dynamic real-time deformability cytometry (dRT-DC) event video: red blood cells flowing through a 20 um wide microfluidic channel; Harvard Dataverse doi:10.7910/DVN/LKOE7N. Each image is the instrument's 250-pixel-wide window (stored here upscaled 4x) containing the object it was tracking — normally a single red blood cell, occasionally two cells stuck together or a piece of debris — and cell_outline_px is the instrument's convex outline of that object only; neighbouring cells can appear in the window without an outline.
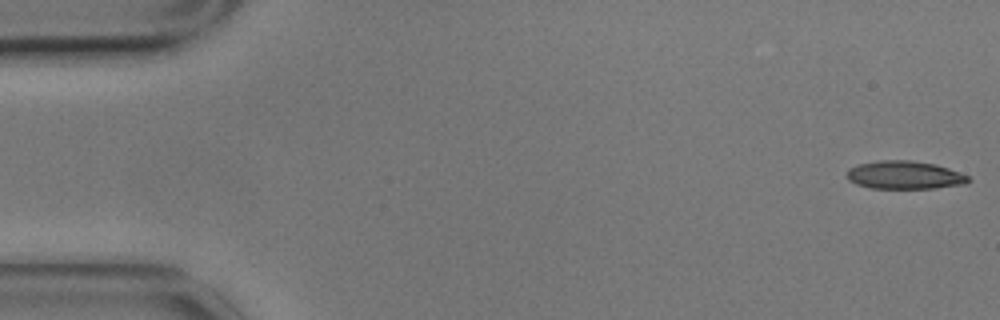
{"species": "common noctule bat (a hibernating species)", "species_latin": "Nyctalus noctula", "temperature_condition": "cold", "stored_images_in_passage": 51, "camera_frame_rate_fps": 3000, "um_per_image_px": 0.085, "animal": {"sex": "male", "body_mass_g": 17.9}, "frame": {"image": 1, "passage_image": 1, "time_ms": 0.0, "image_size_px": [1000, 320], "cell_outline_px": [[972, 180], [964, 184], [936, 188], [872, 188], [856, 184], [848, 180], [848, 168], [856, 164], [880, 160], [912, 160], [936, 164], [948, 168], [968, 176]], "centroid_in_image_um": [76.88, 14.87], "position_along_channel_um": 8.1, "area_um2": 19.94}}
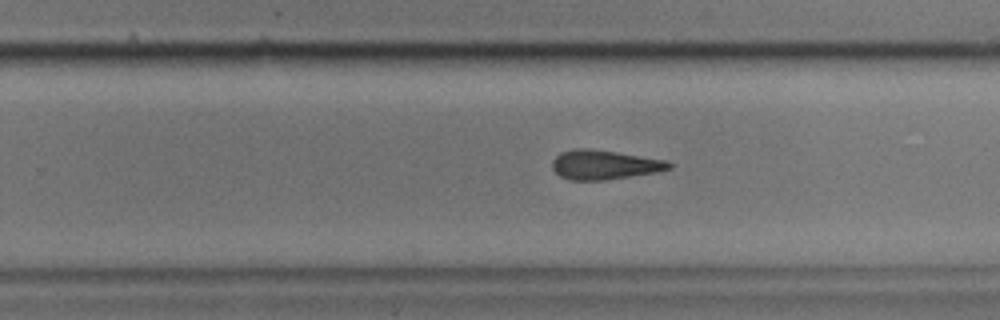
{"frame": {"image": 2, "passage_image": 35, "time_ms": 11.333, "image_size_px": [1000, 320], "cell_outline_px": [[672, 168], [656, 172], [604, 180], [568, 180], [560, 176], [552, 168], [552, 160], [560, 152], [576, 148], [588, 148], [616, 152], [668, 160], [672, 164]], "centroid_in_image_um": [51.36, 14.0], "position_along_channel_um": 278.4, "area_um2": 20.0}}
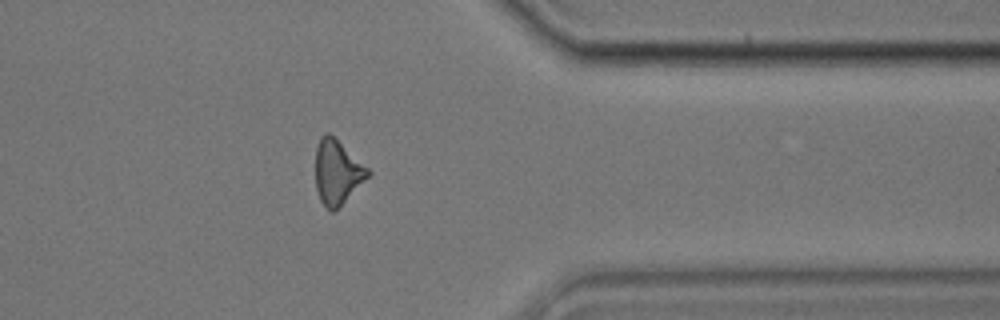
{"frame": {"image": 3, "passage_image": 45, "time_ms": 14.667, "image_size_px": [1000, 320], "cell_outline_px": [[372, 176], [332, 212], [320, 200], [316, 188], [316, 148], [320, 136], [324, 132], [328, 132], [368, 168], [372, 172]], "centroid_in_image_um": [28.68, 14.62], "position_along_channel_um": 382.7, "area_um2": 19.48}}